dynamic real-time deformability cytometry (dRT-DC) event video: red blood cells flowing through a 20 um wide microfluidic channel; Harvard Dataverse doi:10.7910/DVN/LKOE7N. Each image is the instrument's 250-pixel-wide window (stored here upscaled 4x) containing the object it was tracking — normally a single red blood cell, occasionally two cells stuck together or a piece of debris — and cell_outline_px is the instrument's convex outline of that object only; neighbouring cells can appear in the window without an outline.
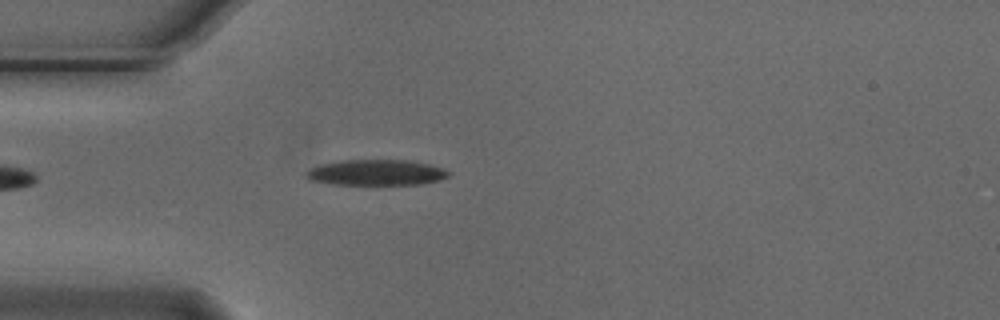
{"species": "Egyptian fruit bat (a non-hibernating species)", "species_latin": "Rousettus aegyptiacus", "temperature_condition": "cold", "stored_images_in_passage": 44, "camera_frame_rate_fps": 3000, "um_per_image_px": 0.085, "animal": {"sex": "male"}, "frame": {"image": 1, "passage_image": 5, "time_ms": 1.333, "image_size_px": [1000, 320], "cell_outline_px": [[452, 172], [448, 176], [440, 180], [424, 184], [332, 184], [308, 180], [304, 172], [320, 164], [344, 160], [412, 160], [444, 168]], "centroid_in_image_um": [32.01, 14.66], "position_along_channel_um": 53.0, "area_um2": 21.44}}
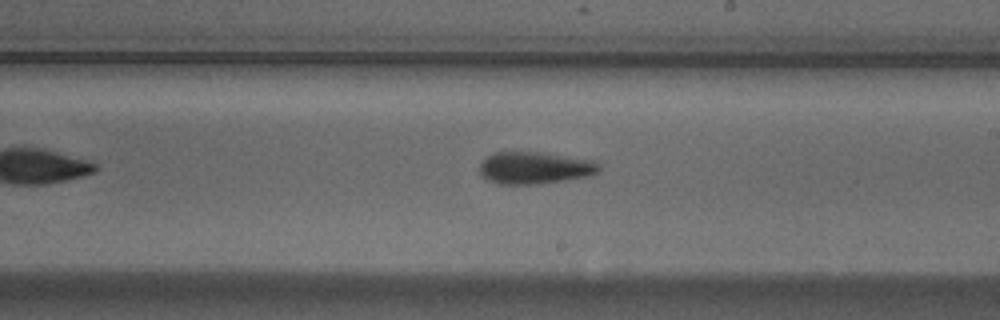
{"frame": {"image": 2, "passage_image": 21, "time_ms": 6.667, "image_size_px": [1000, 320], "cell_outline_px": [[600, 168], [592, 176], [540, 184], [496, 184], [480, 176], [480, 164], [492, 152], [544, 152], [592, 160], [600, 164]], "centroid_in_image_um": [45.45, 14.27], "position_along_channel_um": 243.5, "area_um2": 22.6}}
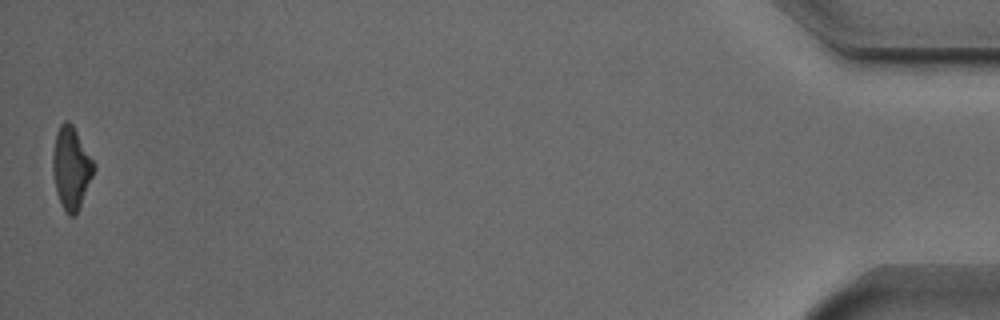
{"frame": {"image": 3, "passage_image": 44, "time_ms": 14.333, "image_size_px": [1000, 320], "cell_outline_px": [[96, 168], [80, 208], [76, 216], [68, 216], [64, 212], [56, 192], [52, 172], [52, 152], [56, 132], [60, 124], [64, 120], [68, 120], [72, 124], [96, 164]], "centroid_in_image_um": [6.05, 14.3], "position_along_channel_um": 429.2, "area_um2": 20.17}, "authors_computed_cell_mechanics": {"area_um2": 21.4438, "velocity_mm_per_s": 3.7178, "shape_relaxation_time_tau1_ms": 4.555, "shape_relaxation_time_tau2_ms": 6.6531, "deformation_change_tau1": 0.1733, "deformation_change_tau2": 0.1881}}